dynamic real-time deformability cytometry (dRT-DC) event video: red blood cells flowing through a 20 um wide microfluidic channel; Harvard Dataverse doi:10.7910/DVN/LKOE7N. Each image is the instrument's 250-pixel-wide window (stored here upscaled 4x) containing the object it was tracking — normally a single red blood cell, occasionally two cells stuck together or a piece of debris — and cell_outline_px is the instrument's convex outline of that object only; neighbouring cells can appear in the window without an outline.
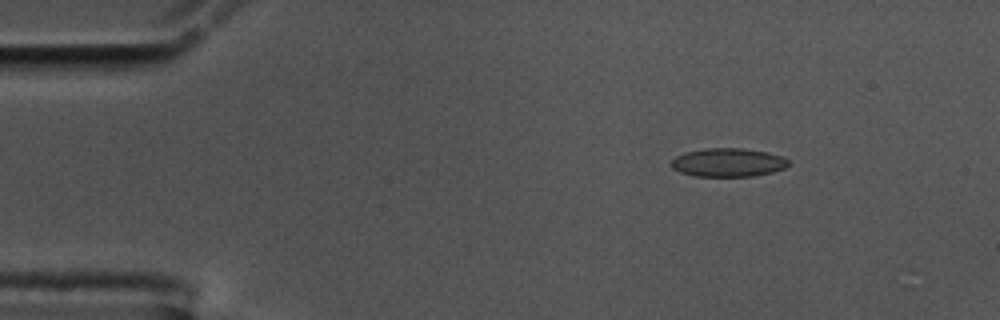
{"species": "common noctule bat (a hibernating species)", "species_latin": "Nyctalus noctula", "temperature_condition": "cold", "stored_images_in_passage": 42, "camera_frame_rate_fps": 3000, "um_per_image_px": 0.085, "animal": {"sex": "male", "body_mass_g": 17.5, "forearm_length_mm": 52.3}, "frame": {"image": 1, "passage_image": 7, "time_ms": 2.0, "image_size_px": [1000, 320], "cell_outline_px": [[788, 164], [784, 168], [772, 172], [756, 176], [696, 176], [680, 172], [672, 168], [672, 160], [676, 156], [684, 152], [704, 148], [744, 148], [768, 152], [780, 156], [788, 160]], "centroid_in_image_um": [61.87, 13.8], "position_along_channel_um": 23.1, "area_um2": 19.48}}
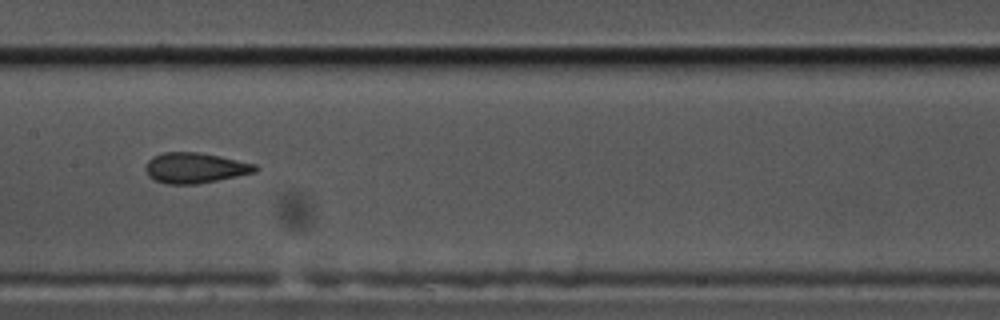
{"frame": {"image": 2, "passage_image": 27, "time_ms": 8.667, "image_size_px": [1000, 320], "cell_outline_px": [[260, 168], [256, 172], [196, 184], [164, 184], [148, 176], [144, 168], [148, 160], [152, 156], [164, 152], [200, 152], [220, 156], [256, 164]], "centroid_in_image_um": [16.56, 14.26], "position_along_channel_um": 190.8, "area_um2": 19.54}}
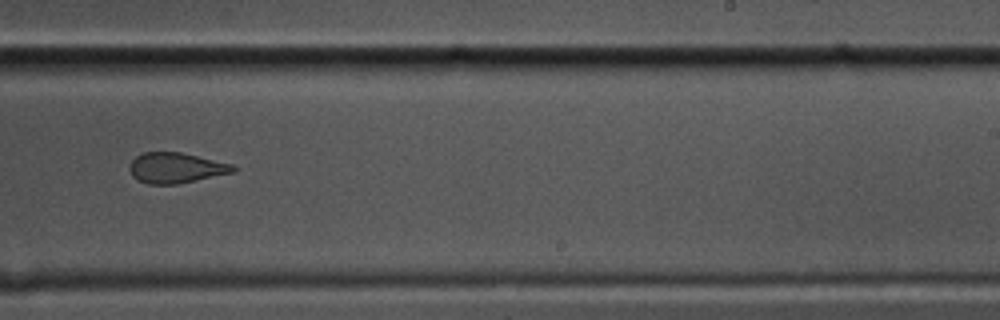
{"frame": {"image": 3, "passage_image": 34, "time_ms": 11.0, "image_size_px": [1000, 320], "cell_outline_px": [[236, 172], [176, 184], [148, 184], [136, 180], [132, 176], [128, 168], [132, 160], [136, 156], [144, 152], [180, 152], [232, 164], [236, 168]], "centroid_in_image_um": [14.92, 14.27], "position_along_channel_um": 274.1, "area_um2": 18.38}}